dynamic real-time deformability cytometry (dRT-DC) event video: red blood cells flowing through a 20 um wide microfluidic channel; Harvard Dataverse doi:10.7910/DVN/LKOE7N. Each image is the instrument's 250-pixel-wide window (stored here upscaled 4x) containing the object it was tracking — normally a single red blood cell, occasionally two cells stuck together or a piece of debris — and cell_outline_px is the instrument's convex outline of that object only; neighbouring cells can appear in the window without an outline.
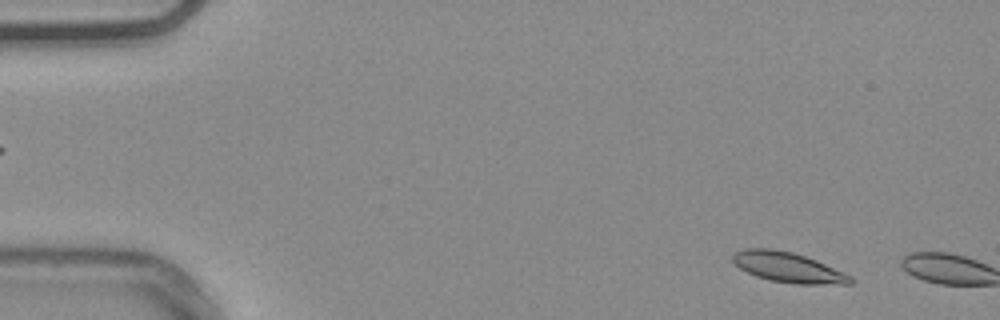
{"species": "common noctule bat (a hibernating species)", "species_latin": "Nyctalus noctula", "temperature_condition": "warm", "stored_images_in_passage": 5, "camera_frame_rate_fps": 3000, "um_per_image_px": 0.085, "animal": {"sex": "male", "body_mass_g": 20.4}, "frame": {"image": 1, "passage_image": 4, "time_ms": 1.0, "image_size_px": [1000, 320], "cell_outline_px": [[856, 280], [852, 284], [796, 284], [768, 280], [756, 276], [740, 268], [732, 260], [732, 256], [736, 252], [744, 248], [772, 248], [792, 252], [816, 260], [844, 272], [852, 276]], "centroid_in_image_um": [67.02, 22.73], "position_along_channel_um": 18.0, "area_um2": 20.75}}